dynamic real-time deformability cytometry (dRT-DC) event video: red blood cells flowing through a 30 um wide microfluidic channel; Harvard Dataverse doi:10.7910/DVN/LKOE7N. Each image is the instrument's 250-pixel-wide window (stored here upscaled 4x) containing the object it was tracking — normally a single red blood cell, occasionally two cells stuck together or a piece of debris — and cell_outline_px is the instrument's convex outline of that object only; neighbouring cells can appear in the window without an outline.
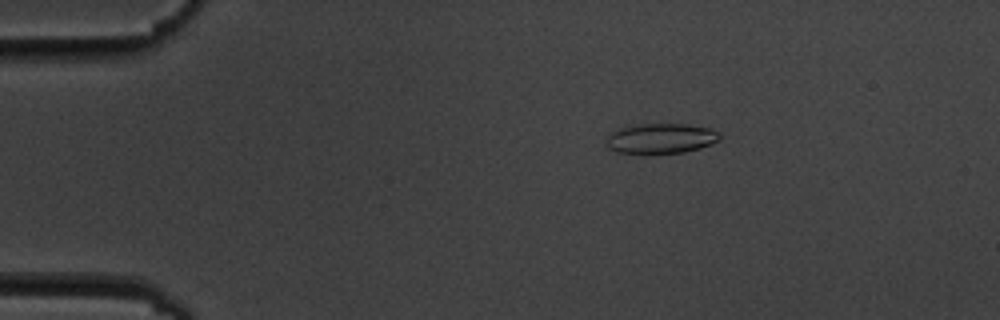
{"species": "common noctule bat (a hibernating species)", "species_latin": "Nyctalus noctula", "temperature_condition": "cold", "stored_images_in_passage": 5, "camera_frame_rate_fps": 3000, "um_per_image_px": 0.085, "animal": {"sex": "male", "body_mass_g": 19.5, "forearm_length_mm": 54.6}, "frame": {"image": 1, "passage_image": 3, "time_ms": 2.333, "image_size_px": [1000, 320], "cell_outline_px": [[720, 140], [700, 148], [684, 152], [616, 152], [608, 148], [608, 136], [612, 132], [620, 128], [636, 124], [688, 124], [712, 128], [720, 132]], "centroid_in_image_um": [56.24, 11.74], "position_along_channel_um": 28.8, "area_um2": 19.59}}